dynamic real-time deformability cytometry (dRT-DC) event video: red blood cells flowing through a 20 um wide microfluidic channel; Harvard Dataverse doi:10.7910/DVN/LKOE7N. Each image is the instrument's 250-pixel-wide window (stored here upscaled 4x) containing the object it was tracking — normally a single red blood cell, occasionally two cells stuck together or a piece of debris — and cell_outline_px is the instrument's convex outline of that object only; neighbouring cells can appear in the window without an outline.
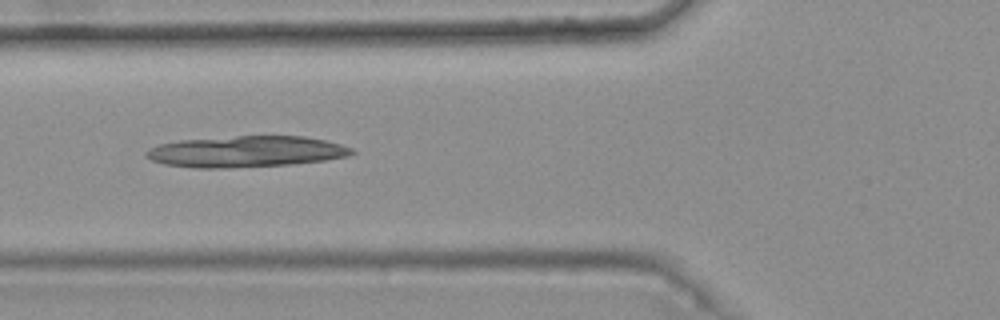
{"species": "common noctule bat (a hibernating species)", "species_latin": "Nyctalus noctula", "temperature_condition": "warm", "stored_images_in_passage": 6, "camera_frame_rate_fps": 3000, "um_per_image_px": 0.085, "animal": {"sex": "female", "body_mass_g": 25.1}, "frame": {"image": 1, "passage_image": 4, "time_ms": 1.0, "image_size_px": [1000, 320], "cell_outline_px": [[356, 152], [348, 156], [324, 160], [288, 164], [228, 168], [196, 168], [164, 164], [152, 160], [144, 156], [144, 152], [160, 144], [180, 140], [236, 136], [304, 136], [324, 140], [340, 144], [352, 148]], "centroid_in_image_um": [20.91, 12.88], "position_along_channel_um": 104.9, "area_um2": 37.17}}
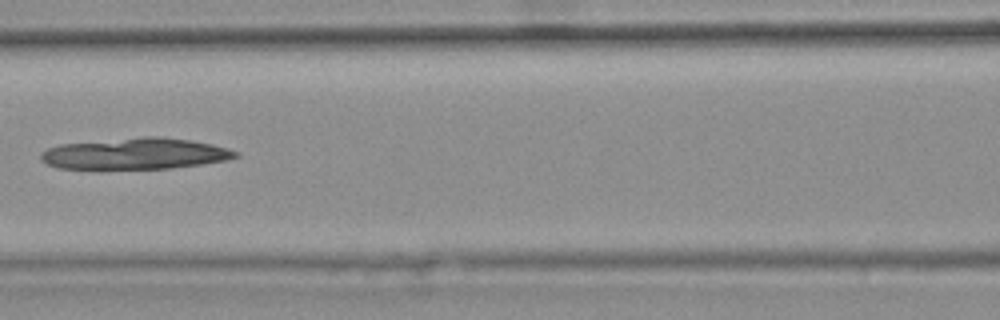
{"frame": {"image": 2, "passage_image": 5, "time_ms": 1.333, "image_size_px": [1000, 320], "cell_outline_px": [[240, 156], [224, 160], [200, 164], [168, 168], [56, 168], [40, 160], [40, 152], [48, 148], [60, 144], [140, 136], [160, 136], [192, 140], [212, 144], [228, 148], [236, 152]], "centroid_in_image_um": [11.47, 13.04], "position_along_channel_um": 155.1, "area_um2": 35.32}}
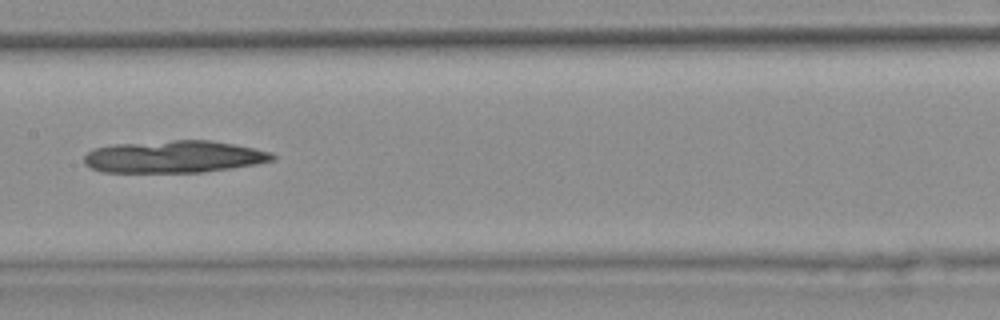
{"frame": {"image": 3, "passage_image": 6, "time_ms": 1.667, "image_size_px": [1000, 320], "cell_outline_px": [[276, 156], [272, 160], [256, 164], [232, 168], [204, 172], [100, 172], [84, 164], [84, 156], [92, 148], [112, 144], [172, 140], [212, 140], [272, 152]], "centroid_in_image_um": [14.75, 13.32], "position_along_channel_um": 192.7, "area_um2": 35.49}}